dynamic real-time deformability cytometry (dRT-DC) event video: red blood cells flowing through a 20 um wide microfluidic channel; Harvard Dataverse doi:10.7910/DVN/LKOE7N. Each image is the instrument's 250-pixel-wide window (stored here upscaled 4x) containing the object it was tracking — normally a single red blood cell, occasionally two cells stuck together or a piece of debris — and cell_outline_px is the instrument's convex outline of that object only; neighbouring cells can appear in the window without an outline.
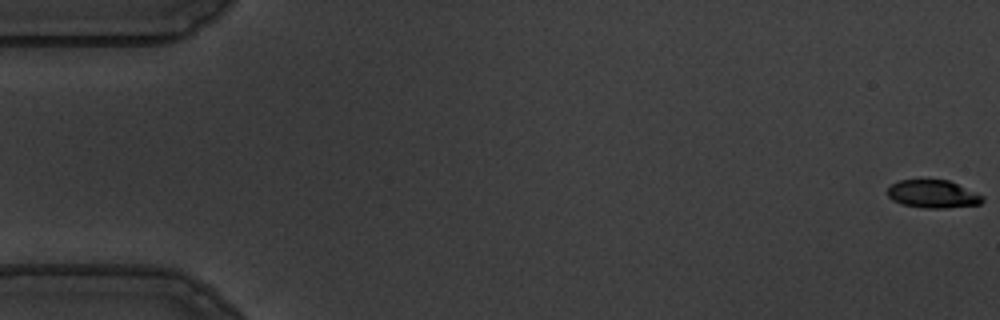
{"species": "common noctule bat (a hibernating species)", "species_latin": "Nyctalus noctula", "temperature_condition": "warm", "stored_images_in_passage": 53, "camera_frame_rate_fps": 3000, "um_per_image_px": 0.085, "animal": {"sex": "male", "body_mass_g": 19.5, "forearm_length_mm": 54.6}, "frame": {"image": 1, "passage_image": 1, "time_ms": 0.0, "image_size_px": [1000, 320], "cell_outline_px": [[984, 200], [980, 204], [948, 208], [924, 208], [904, 204], [892, 200], [888, 196], [888, 188], [892, 184], [900, 180], [948, 180], [976, 192], [984, 196]], "centroid_in_image_um": [79.32, 16.5], "position_along_channel_um": 5.7, "area_um2": 15.37}}
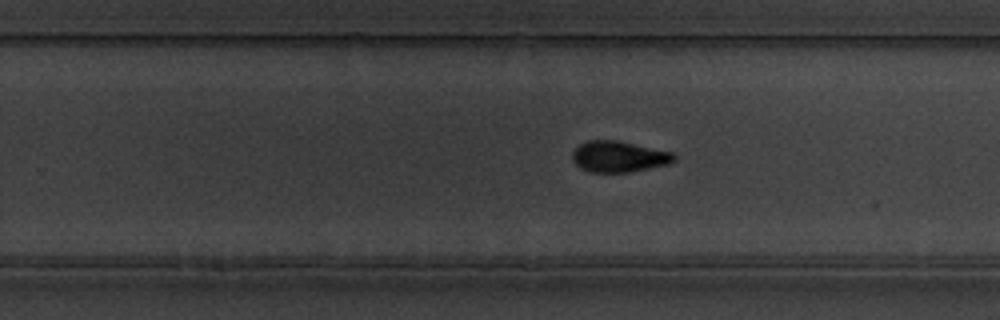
{"frame": {"image": 2, "passage_image": 36, "time_ms": 11.667, "image_size_px": [1000, 320], "cell_outline_px": [[676, 160], [668, 164], [628, 172], [588, 172], [580, 168], [572, 160], [572, 152], [580, 144], [588, 140], [620, 140], [672, 152], [676, 156]], "centroid_in_image_um": [52.59, 13.3], "position_along_channel_um": 277.2, "area_um2": 18.5}}
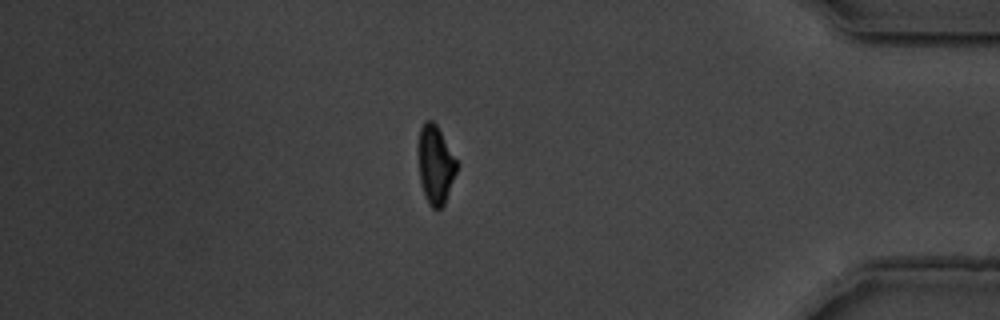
{"frame": {"image": 3, "passage_image": 49, "time_ms": 16.0, "image_size_px": [1000, 320], "cell_outline_px": [[456, 172], [444, 204], [440, 208], [432, 208], [428, 204], [424, 196], [420, 180], [420, 128], [424, 120], [432, 120], [436, 124], [456, 160]], "centroid_in_image_um": [37.01, 14.02], "position_along_channel_um": 398.2, "area_um2": 16.88}}